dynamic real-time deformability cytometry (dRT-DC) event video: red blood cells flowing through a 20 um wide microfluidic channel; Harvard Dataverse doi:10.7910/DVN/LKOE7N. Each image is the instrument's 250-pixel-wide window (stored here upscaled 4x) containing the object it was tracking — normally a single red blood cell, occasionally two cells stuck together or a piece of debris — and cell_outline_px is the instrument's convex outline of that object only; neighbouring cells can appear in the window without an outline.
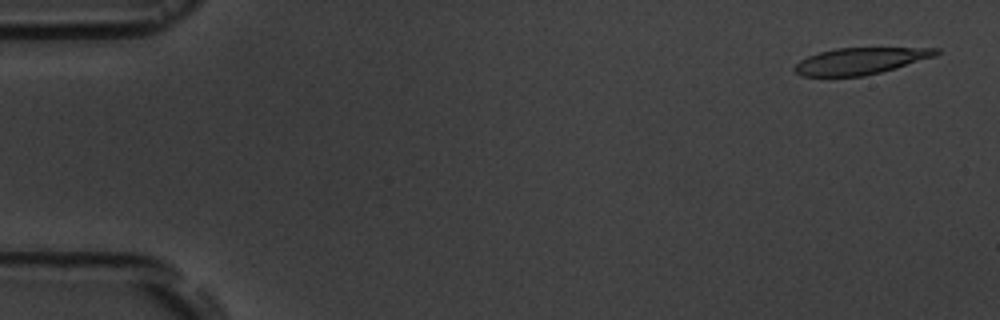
{"species": "common noctule bat (a hibernating species)", "species_latin": "Nyctalus noctula", "temperature_condition": "room temperature", "stored_images_in_passage": 4, "camera_frame_rate_fps": 3000, "um_per_image_px": 0.085, "animal": {"sex": "male", "body_mass_g": 19.5, "forearm_length_mm": 54.6}, "frame": {"image": 1, "passage_image": 1, "time_ms": 0.0, "image_size_px": [1000, 320], "cell_outline_px": [[940, 52], [936, 56], [896, 68], [864, 76], [800, 76], [792, 68], [800, 60], [808, 56], [820, 52], [836, 48], [940, 48]], "centroid_in_image_um": [73.13, 5.18], "position_along_channel_um": 11.9, "area_um2": 21.85}}
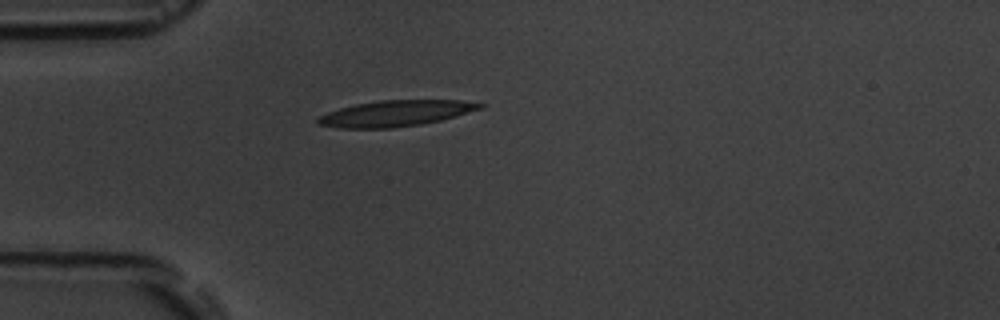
{"frame": {"image": 2, "passage_image": 4, "time_ms": 4.333, "image_size_px": [1000, 320], "cell_outline_px": [[484, 108], [456, 116], [440, 120], [420, 124], [392, 128], [340, 128], [320, 124], [316, 120], [320, 116], [328, 112], [340, 108], [356, 104], [380, 100], [460, 100], [484, 104]], "centroid_in_image_um": [33.66, 9.63], "position_along_channel_um": 51.3, "area_um2": 24.28}}